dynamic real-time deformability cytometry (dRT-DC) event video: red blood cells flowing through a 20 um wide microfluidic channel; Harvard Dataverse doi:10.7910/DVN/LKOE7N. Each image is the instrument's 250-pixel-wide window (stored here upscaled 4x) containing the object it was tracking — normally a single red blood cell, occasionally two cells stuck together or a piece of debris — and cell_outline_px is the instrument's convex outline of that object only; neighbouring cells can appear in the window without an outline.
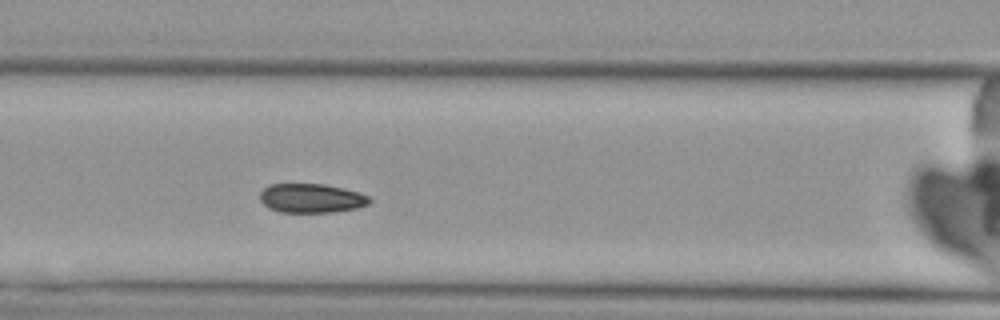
{"species": "Egyptian fruit bat (a non-hibernating species)", "species_latin": "Rousettus aegyptiacus", "temperature_condition": "cold", "stored_images_in_passage": 3, "camera_frame_rate_fps": 3000, "um_per_image_px": 0.085, "animal": {"sex": "female"}, "frame": {"image": 1, "passage_image": 3, "time_ms": 2.0, "image_size_px": [1000, 320], "cell_outline_px": [[372, 200], [368, 204], [356, 208], [332, 212], [280, 212], [268, 208], [260, 200], [260, 192], [268, 184], [324, 184], [344, 188], [360, 192], [368, 196]], "centroid_in_image_um": [26.46, 16.84], "position_along_channel_um": 140.1, "area_um2": 18.67}}